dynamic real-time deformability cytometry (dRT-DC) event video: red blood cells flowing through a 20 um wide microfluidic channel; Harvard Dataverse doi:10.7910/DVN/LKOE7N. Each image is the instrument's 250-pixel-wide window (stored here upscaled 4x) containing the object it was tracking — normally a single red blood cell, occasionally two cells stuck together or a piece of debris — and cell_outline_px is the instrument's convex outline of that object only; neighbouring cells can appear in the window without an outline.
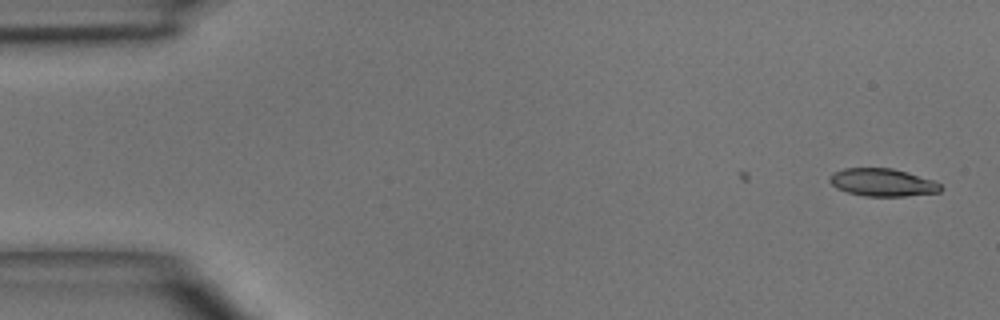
{"species": "common noctule bat (a hibernating species)", "species_latin": "Nyctalus noctula", "temperature_condition": "room temperature", "stored_images_in_passage": 2, "camera_frame_rate_fps": 3000, "um_per_image_px": 0.085, "animal": {"sex": "male", "body_mass_g": 15.6}, "frame": {"image": 1, "passage_image": 2, "time_ms": 1.0, "image_size_px": [1000, 320], "cell_outline_px": [[944, 188], [940, 192], [904, 196], [864, 196], [848, 192], [836, 188], [828, 180], [832, 172], [844, 168], [892, 168], [908, 172], [932, 180], [940, 184]], "centroid_in_image_um": [75.0, 15.5], "position_along_channel_um": 10.0, "area_um2": 17.98}}